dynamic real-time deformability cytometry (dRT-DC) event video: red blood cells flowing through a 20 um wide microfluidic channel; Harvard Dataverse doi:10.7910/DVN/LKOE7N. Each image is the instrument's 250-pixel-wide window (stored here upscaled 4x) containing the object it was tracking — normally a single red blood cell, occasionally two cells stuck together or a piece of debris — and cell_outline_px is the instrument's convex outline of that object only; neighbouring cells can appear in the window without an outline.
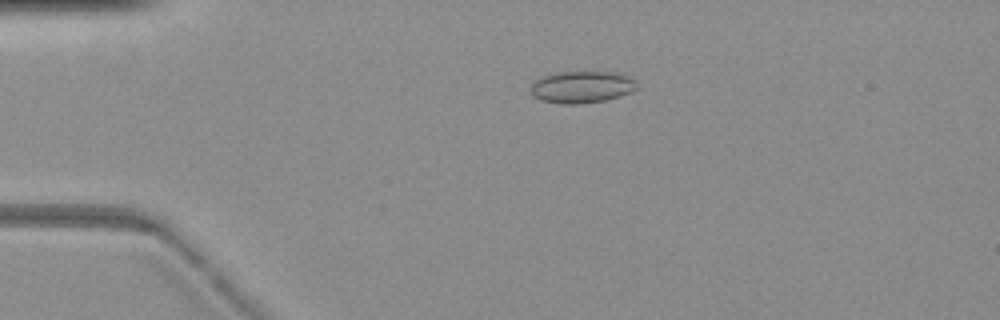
{"species": "common noctule bat (a hibernating species)", "species_latin": "Nyctalus noctula", "temperature_condition": "warm", "stored_images_in_passage": 28, "camera_frame_rate_fps": 3000, "um_per_image_px": 0.085, "animal": {"sex": "female", "body_mass_g": 19.3, "forearm_length_mm": 54.1}, "frame": {"image": 1, "passage_image": 6, "time_ms": 1.667, "image_size_px": [1000, 320], "cell_outline_px": [[636, 88], [632, 92], [620, 96], [604, 100], [580, 104], [564, 104], [540, 100], [532, 96], [532, 84], [536, 80], [544, 76], [560, 72], [612, 72], [628, 76], [636, 80]], "centroid_in_image_um": [49.47, 7.4], "position_along_channel_um": 35.5, "area_um2": 19.59}}
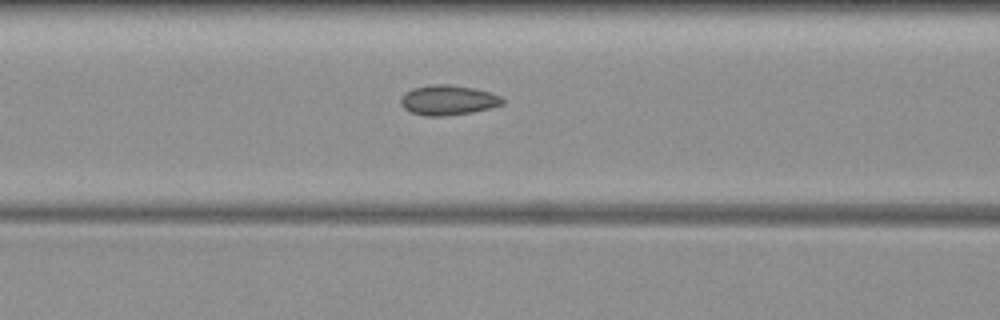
{"frame": {"image": 2, "passage_image": 20, "time_ms": 6.333, "image_size_px": [1000, 320], "cell_outline_px": [[504, 104], [472, 112], [444, 116], [424, 116], [412, 112], [404, 108], [400, 104], [400, 100], [404, 92], [412, 88], [432, 84], [448, 84], [472, 88], [492, 92], [500, 96], [504, 100]], "centroid_in_image_um": [38.07, 8.5], "position_along_channel_um": 128.5, "area_um2": 17.8}}
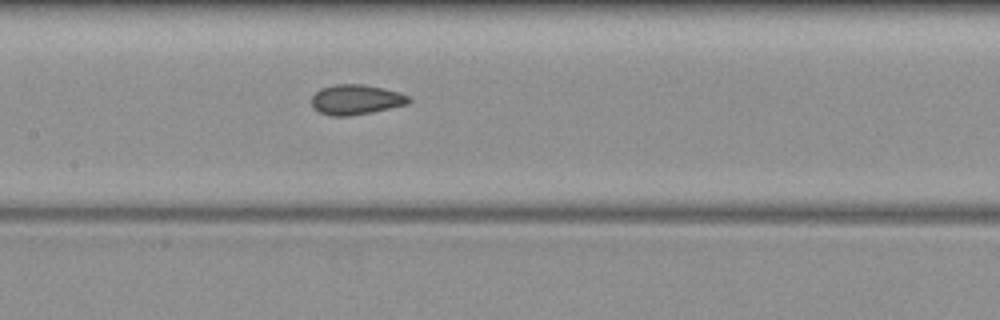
{"frame": {"image": 3, "passage_image": 25, "time_ms": 8.0, "image_size_px": [1000, 320], "cell_outline_px": [[412, 100], [408, 104], [372, 112], [348, 116], [328, 116], [320, 112], [312, 104], [312, 96], [320, 88], [336, 84], [364, 84], [400, 92], [408, 96]], "centroid_in_image_um": [30.27, 8.46], "position_along_channel_um": 177.1, "area_um2": 16.99}}